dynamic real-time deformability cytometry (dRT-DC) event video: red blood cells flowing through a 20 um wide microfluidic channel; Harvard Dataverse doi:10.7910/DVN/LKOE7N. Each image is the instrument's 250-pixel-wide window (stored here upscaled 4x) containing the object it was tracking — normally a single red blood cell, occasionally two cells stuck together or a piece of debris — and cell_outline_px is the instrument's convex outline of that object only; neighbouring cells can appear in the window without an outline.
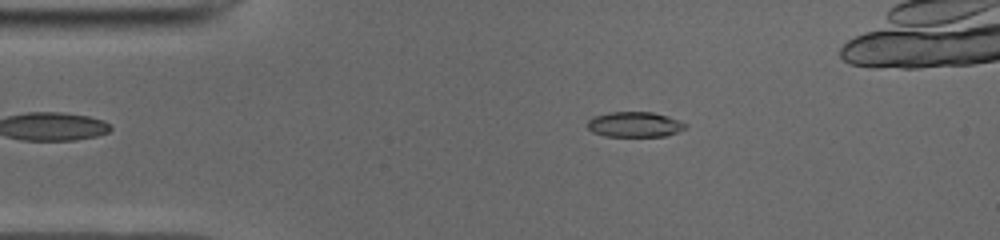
{"species": "common noctule bat (a hibernating species)", "species_latin": "Nyctalus noctula", "temperature_condition": "cold", "stored_images_in_passage": 45, "camera_frame_rate_fps": 3000, "um_per_image_px": 0.085, "animal": {"sex": "male", "body_mass_g": 19.0, "forearm_length_mm": 50.8}, "frame": {"image": 1, "passage_image": 9, "time_ms": 2.667, "image_size_px": [1000, 240], "cell_outline_px": [[688, 124], [684, 128], [676, 132], [664, 136], [604, 136], [592, 132], [588, 128], [588, 120], [592, 116], [608, 112], [652, 112], [668, 116]], "centroid_in_image_um": [53.91, 10.57], "position_along_channel_um": 31.1, "area_um2": 14.39}}
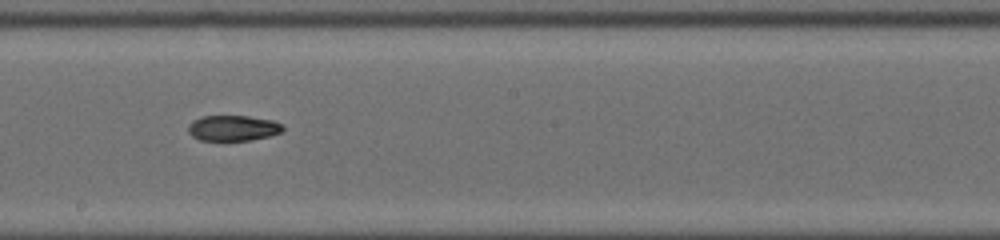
{"frame": {"image": 2, "passage_image": 27, "time_ms": 8.667, "image_size_px": [1000, 240], "cell_outline_px": [[284, 128], [280, 132], [268, 136], [248, 140], [200, 140], [192, 136], [188, 132], [188, 128], [192, 120], [204, 116], [248, 116], [272, 120], [284, 124]], "centroid_in_image_um": [19.8, 10.88], "position_along_channel_um": 228.4, "area_um2": 13.99}}
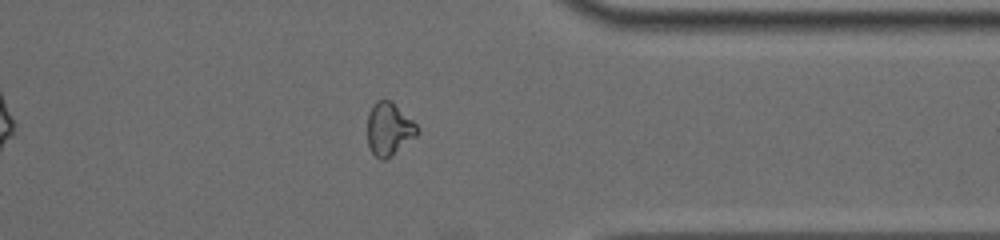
{"frame": {"image": 3, "passage_image": 39, "time_ms": 12.667, "image_size_px": [1000, 240], "cell_outline_px": [[420, 132], [416, 136], [392, 156], [384, 160], [380, 160], [372, 152], [368, 144], [368, 112], [372, 104], [376, 100], [392, 100], [420, 128]], "centroid_in_image_um": [33.07, 10.95], "position_along_channel_um": 378.3, "area_um2": 15.55}}